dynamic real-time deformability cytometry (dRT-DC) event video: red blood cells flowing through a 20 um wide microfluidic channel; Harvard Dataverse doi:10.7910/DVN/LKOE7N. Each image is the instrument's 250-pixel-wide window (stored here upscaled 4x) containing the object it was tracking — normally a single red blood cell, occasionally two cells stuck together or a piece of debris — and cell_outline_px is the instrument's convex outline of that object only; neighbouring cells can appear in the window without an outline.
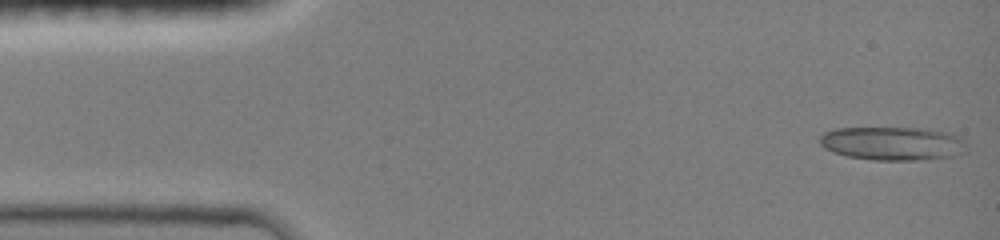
{"species": "common noctule bat (a hibernating species)", "species_latin": "Nyctalus noctula", "temperature_condition": "room temperature", "stored_images_in_passage": 46, "camera_frame_rate_fps": 3000, "um_per_image_px": 0.085, "animal": {"sex": "female", "body_mass_g": 19.0, "forearm_length_mm": 51.5}, "frame": {"image": 1, "passage_image": 1, "time_ms": 0.0, "image_size_px": [1000, 240], "cell_outline_px": [[968, 152], [952, 156], [920, 160], [872, 160], [848, 156], [832, 152], [824, 148], [820, 144], [820, 136], [824, 132], [836, 128], [928, 128], [952, 132], [960, 136], [964, 140], [968, 148]], "centroid_in_image_um": [75.94, 12.19], "position_along_channel_um": 9.1, "area_um2": 29.25}}
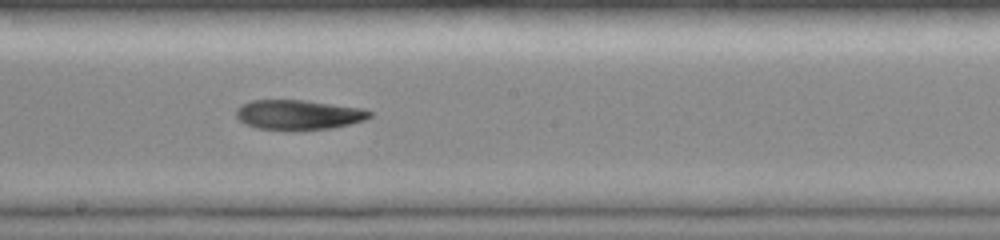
{"frame": {"image": 2, "passage_image": 25, "time_ms": 8.0, "image_size_px": [1000, 240], "cell_outline_px": [[372, 116], [364, 120], [332, 128], [296, 132], [256, 128], [244, 124], [236, 116], [236, 108], [252, 100], [304, 100], [364, 108], [372, 112]], "centroid_in_image_um": [25.37, 9.78], "position_along_channel_um": 222.8, "area_um2": 23.7}}
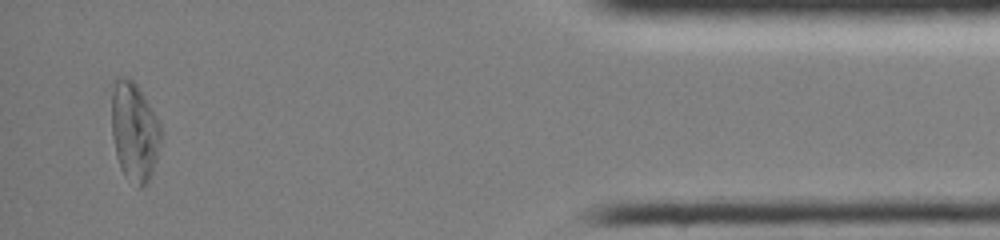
{"frame": {"image": 3, "passage_image": 44, "time_ms": 14.333, "image_size_px": [1000, 240], "cell_outline_px": [[164, 132], [152, 176], [148, 184], [140, 188], [136, 188], [124, 176], [120, 168], [116, 156], [112, 136], [108, 84], [116, 76], [128, 76], [136, 84], [152, 108]], "centroid_in_image_um": [11.38, 11.14], "position_along_channel_um": 423.8, "area_um2": 30.23}}